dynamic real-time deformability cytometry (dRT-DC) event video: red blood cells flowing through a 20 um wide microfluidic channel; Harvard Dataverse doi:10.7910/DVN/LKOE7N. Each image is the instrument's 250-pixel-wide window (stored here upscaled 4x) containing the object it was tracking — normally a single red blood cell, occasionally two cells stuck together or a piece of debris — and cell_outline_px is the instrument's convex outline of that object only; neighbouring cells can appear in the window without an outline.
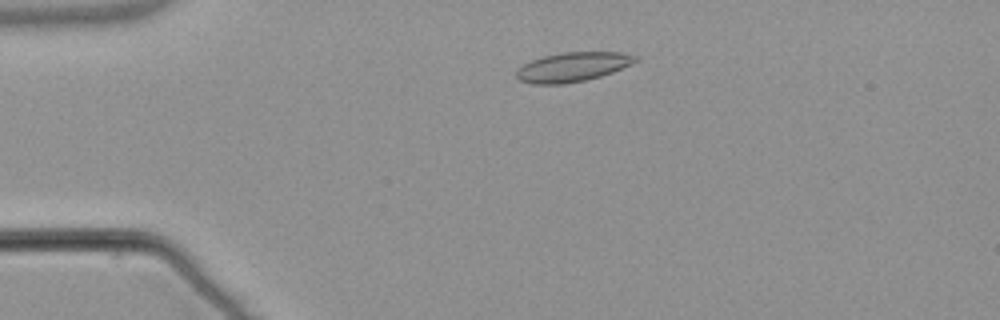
{"species": "common noctule bat (a hibernating species)", "species_latin": "Nyctalus noctula", "temperature_condition": "warm", "stored_images_in_passage": 50, "camera_frame_rate_fps": 3000, "um_per_image_px": 0.085, "animal": {"sex": "male", "body_mass_g": 21.5, "forearm_length_mm": 52.0}, "frame": {"image": 1, "passage_image": 8, "time_ms": 2.333, "image_size_px": [1000, 320], "cell_outline_px": [[640, 60], [632, 64], [612, 72], [588, 80], [564, 84], [532, 84], [516, 80], [516, 72], [524, 64], [532, 60], [544, 56], [564, 52], [620, 52], [640, 56]], "centroid_in_image_um": [48.71, 5.7], "position_along_channel_um": 36.3, "area_um2": 20.52}}
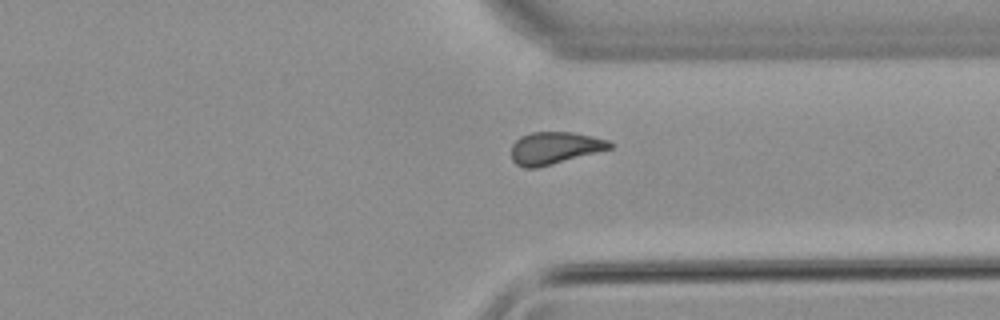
{"frame": {"image": 2, "passage_image": 37, "time_ms": 12.0, "image_size_px": [1000, 320], "cell_outline_px": [[616, 144], [612, 148], [552, 164], [536, 168], [524, 168], [516, 164], [512, 160], [512, 144], [520, 136], [532, 132], [572, 132], [592, 136], [608, 140]], "centroid_in_image_um": [47.15, 12.57], "position_along_channel_um": 364.3, "area_um2": 18.5}}
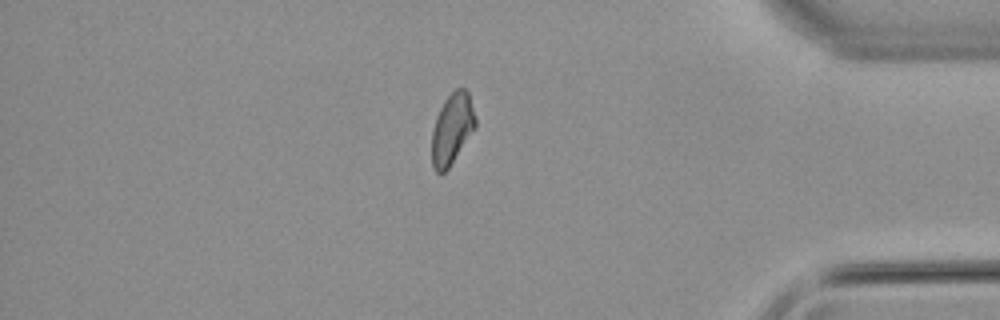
{"frame": {"image": 3, "passage_image": 42, "time_ms": 13.667, "image_size_px": [1000, 320], "cell_outline_px": [[476, 128], [448, 168], [444, 172], [436, 172], [432, 164], [432, 132], [436, 116], [444, 100], [456, 88], [464, 88], [468, 92], [476, 116]], "centroid_in_image_um": [38.44, 10.93], "position_along_channel_um": 396.8, "area_um2": 17.98}, "authors_computed_cell_mechanics": {"area_um2": 18.9295, "velocity_mm_per_s": 3.8105, "shape_relaxation_time_tau1_ms": null, "shape_relaxation_time_tau2_ms": 3.6517, "deformation_change_tau1": null, "deformation_change_tau2": 0.0919}}